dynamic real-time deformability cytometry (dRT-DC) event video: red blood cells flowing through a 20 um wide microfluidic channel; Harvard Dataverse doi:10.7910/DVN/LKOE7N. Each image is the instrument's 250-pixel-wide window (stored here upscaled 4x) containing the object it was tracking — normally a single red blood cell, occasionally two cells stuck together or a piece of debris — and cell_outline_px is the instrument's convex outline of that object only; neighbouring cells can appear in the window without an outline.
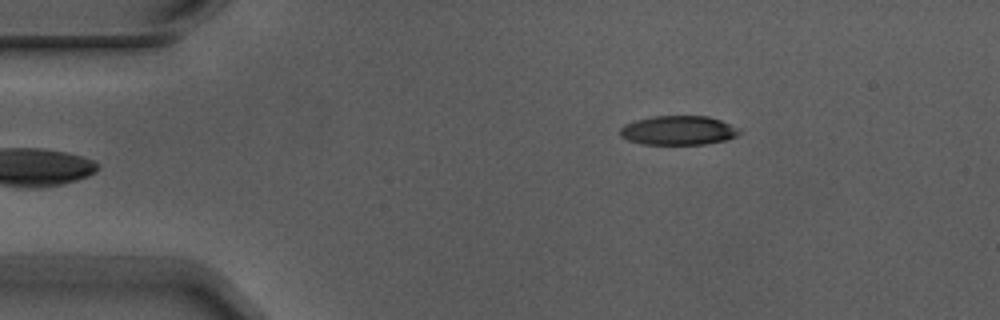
{"species": "Egyptian fruit bat (a non-hibernating species)", "species_latin": "Rousettus aegyptiacus", "temperature_condition": "warm", "stored_images_in_passage": 2, "camera_frame_rate_fps": 3000, "um_per_image_px": 0.085, "animal": {"sex": "male"}, "frame": {"image": 1, "passage_image": 2, "time_ms": 0.333, "image_size_px": [1000, 320], "cell_outline_px": [[740, 132], [736, 136], [728, 140], [704, 144], [640, 144], [628, 140], [620, 136], [620, 128], [624, 124], [636, 120], [652, 116], [708, 116], [720, 120], [740, 128]], "centroid_in_image_um": [57.65, 11.08], "position_along_channel_um": 27.3, "area_um2": 20.4}}